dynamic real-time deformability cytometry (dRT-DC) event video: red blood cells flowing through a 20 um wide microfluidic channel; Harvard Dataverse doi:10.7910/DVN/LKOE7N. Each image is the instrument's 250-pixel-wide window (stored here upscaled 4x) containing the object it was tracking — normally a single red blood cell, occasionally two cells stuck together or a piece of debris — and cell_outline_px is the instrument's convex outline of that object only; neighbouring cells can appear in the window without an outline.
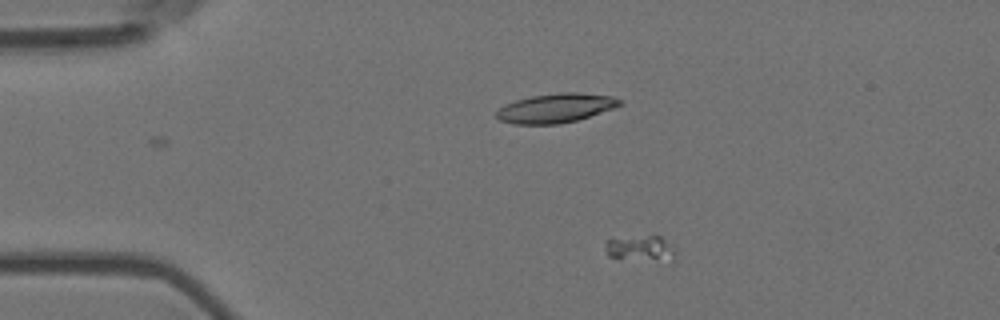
{"species": "Egyptian fruit bat (a non-hibernating species)", "species_latin": "Rousettus aegyptiacus", "temperature_condition": "room temperature", "stored_images_in_passage": 3, "camera_frame_rate_fps": 3000, "um_per_image_px": 0.085, "animal": {"sex": "female"}, "frame": {"image": 1, "passage_image": 1, "time_ms": 0.0, "image_size_px": [1000, 320], "cell_outline_px": [[676, 256], [668, 264], [620, 260], [608, 256], [604, 244], [608, 240], [648, 236], [660, 236], [664, 240]], "centroid_in_image_um": [54.44, 21.23], "position_along_channel_um": 30.6, "area_um2": 10.87}}